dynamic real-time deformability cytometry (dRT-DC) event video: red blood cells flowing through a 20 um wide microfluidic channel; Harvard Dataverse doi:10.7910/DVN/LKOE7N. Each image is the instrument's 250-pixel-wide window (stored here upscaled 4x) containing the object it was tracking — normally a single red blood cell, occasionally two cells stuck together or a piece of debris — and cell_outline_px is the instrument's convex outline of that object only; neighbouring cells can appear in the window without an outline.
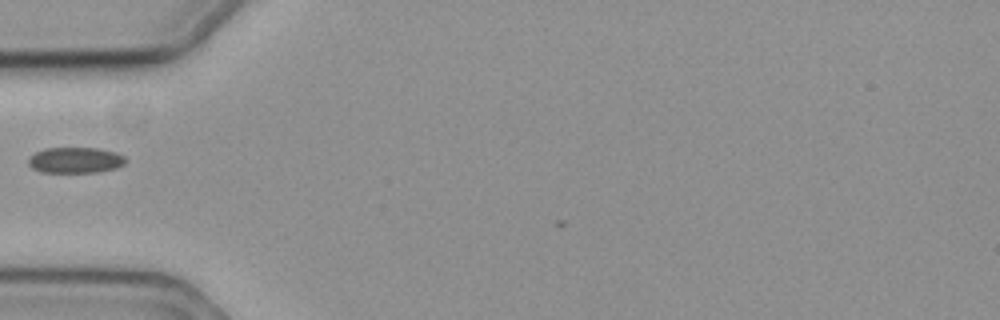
{"species": "common noctule bat (a hibernating species)", "species_latin": "Nyctalus noctula", "temperature_condition": "cold", "stored_images_in_passage": 3, "camera_frame_rate_fps": 3000, "um_per_image_px": 0.085, "animal": {"sex": "female", "body_mass_g": 19.3, "forearm_length_mm": 54.1}, "frame": {"image": 1, "passage_image": 1, "time_ms": 0.0, "image_size_px": [1000, 320], "cell_outline_px": [[128, 160], [124, 164], [116, 168], [100, 172], [40, 172], [32, 168], [28, 164], [28, 160], [36, 152], [44, 148], [96, 148], [116, 152], [124, 156]], "centroid_in_image_um": [6.43, 13.62], "position_along_channel_um": 78.6, "area_um2": 14.68}}